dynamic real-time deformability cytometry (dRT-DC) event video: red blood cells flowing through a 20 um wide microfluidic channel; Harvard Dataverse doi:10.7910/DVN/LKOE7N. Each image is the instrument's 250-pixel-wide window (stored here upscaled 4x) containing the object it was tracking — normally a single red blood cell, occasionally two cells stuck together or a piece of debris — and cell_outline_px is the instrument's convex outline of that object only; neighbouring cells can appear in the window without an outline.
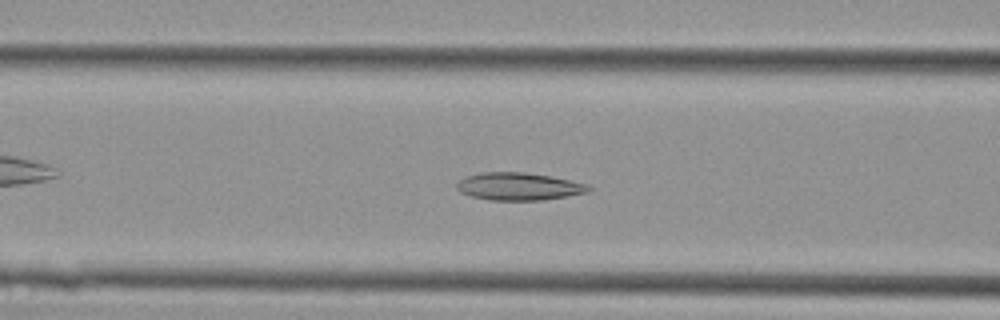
{"species": "Egyptian fruit bat (a non-hibernating species)", "species_latin": "Rousettus aegyptiacus", "temperature_condition": "cold", "stored_images_in_passage": 36, "camera_frame_rate_fps": 3000, "um_per_image_px": 0.085, "animal": {"sex": "female"}, "frame": {"image": 1, "passage_image": 17, "time_ms": 5.333, "image_size_px": [1000, 320], "cell_outline_px": [[592, 188], [588, 192], [568, 196], [544, 200], [488, 200], [472, 196], [460, 192], [456, 188], [456, 184], [464, 176], [480, 172], [524, 172], [552, 176], [572, 180], [588, 184]], "centroid_in_image_um": [44.1, 15.84], "position_along_channel_um": 122.5, "area_um2": 21.44}}
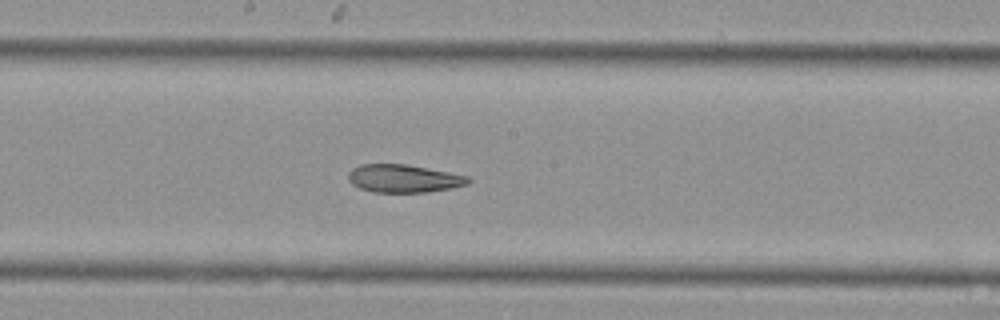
{"frame": {"image": 2, "passage_image": 23, "time_ms": 7.333, "image_size_px": [1000, 320], "cell_outline_px": [[472, 180], [468, 184], [452, 188], [428, 192], [372, 192], [360, 188], [352, 184], [348, 180], [348, 172], [352, 168], [360, 164], [408, 164], [468, 176]], "centroid_in_image_um": [34.3, 15.17], "position_along_channel_um": 213.9, "area_um2": 19.65}}
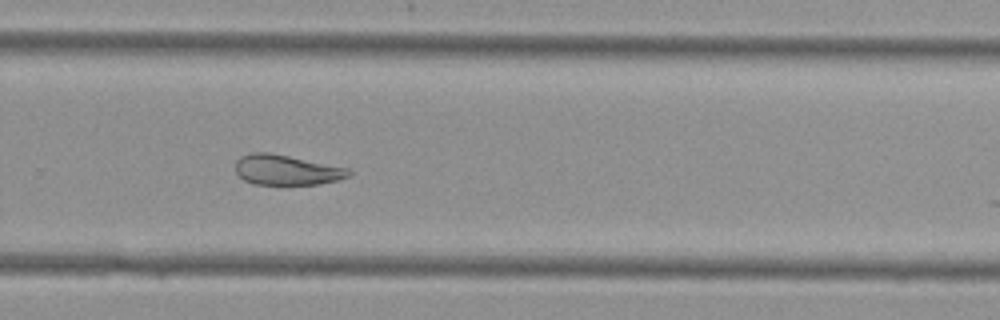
{"frame": {"image": 3, "passage_image": 29, "time_ms": 9.333, "image_size_px": [1000, 320], "cell_outline_px": [[352, 172], [348, 176], [340, 180], [316, 184], [252, 184], [244, 180], [236, 172], [236, 160], [240, 156], [252, 152], [268, 152], [348, 168]], "centroid_in_image_um": [24.33, 14.44], "position_along_channel_um": 305.5, "area_um2": 19.77}}